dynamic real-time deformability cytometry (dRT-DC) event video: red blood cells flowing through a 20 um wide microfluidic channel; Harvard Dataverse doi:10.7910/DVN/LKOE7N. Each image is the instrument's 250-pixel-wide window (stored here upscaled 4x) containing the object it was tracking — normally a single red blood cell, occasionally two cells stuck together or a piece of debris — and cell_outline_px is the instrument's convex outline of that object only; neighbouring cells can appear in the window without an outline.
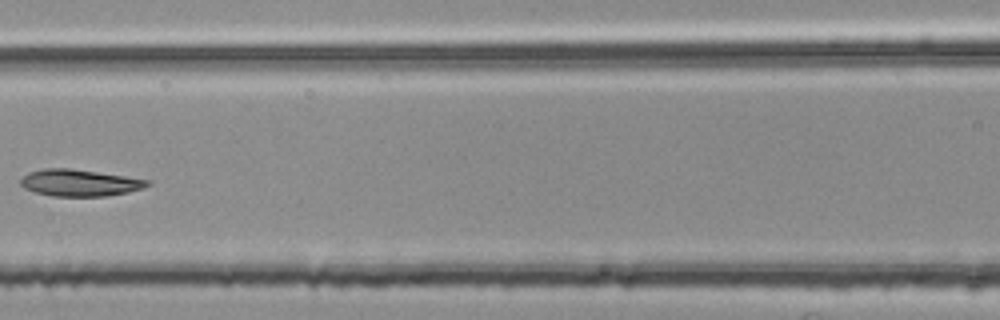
{"species": "common noctule bat (a hibernating species)", "species_latin": "Nyctalus noctula", "temperature_condition": "room temperature", "stored_images_in_passage": 8, "camera_frame_rate_fps": 3000, "um_per_image_px": 0.085, "animal": {"sex": "female", "body_mass_g": 25.1}, "frame": {"image": 1, "passage_image": 7, "time_ms": 2.0, "image_size_px": [1000, 320], "cell_outline_px": [[152, 184], [144, 188], [128, 192], [104, 196], [52, 196], [36, 192], [24, 188], [20, 184], [20, 180], [28, 172], [44, 168], [72, 168], [152, 180]], "centroid_in_image_um": [6.8, 15.53], "position_along_channel_um": 159.8, "area_um2": 19.88}}
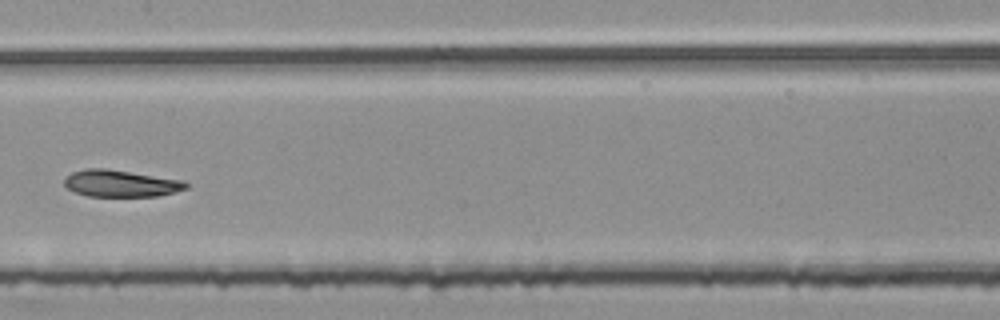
{"frame": {"image": 2, "passage_image": 8, "time_ms": 2.333, "image_size_px": [1000, 320], "cell_outline_px": [[188, 188], [176, 192], [156, 196], [88, 196], [76, 192], [68, 188], [64, 184], [64, 180], [72, 172], [88, 168], [104, 168], [184, 180], [188, 184]], "centroid_in_image_um": [10.29, 15.59], "position_along_channel_um": 197.1, "area_um2": 18.9}}